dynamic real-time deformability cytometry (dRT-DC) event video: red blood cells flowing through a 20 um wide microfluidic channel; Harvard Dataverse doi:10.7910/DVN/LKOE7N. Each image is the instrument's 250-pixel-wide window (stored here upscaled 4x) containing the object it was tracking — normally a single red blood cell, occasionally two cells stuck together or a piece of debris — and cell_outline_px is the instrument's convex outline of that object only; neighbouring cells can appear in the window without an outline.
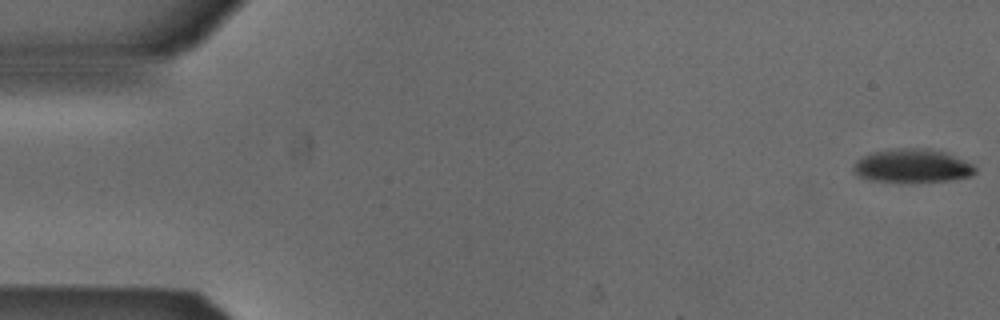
{"species": "Egyptian fruit bat (a non-hibernating species)", "species_latin": "Rousettus aegyptiacus", "temperature_condition": "cold", "stored_images_in_passage": 53, "camera_frame_rate_fps": 3000, "um_per_image_px": 0.085, "animal": {"sex": "male"}, "frame": {"image": 1, "passage_image": 1, "time_ms": 0.0, "image_size_px": [1000, 320], "cell_outline_px": [[976, 172], [972, 176], [948, 180], [868, 180], [860, 176], [852, 168], [856, 160], [872, 152], [900, 148], [928, 148], [948, 152], [972, 164], [976, 168]], "centroid_in_image_um": [77.58, 14.06], "position_along_channel_um": 7.4, "area_um2": 23.24}}
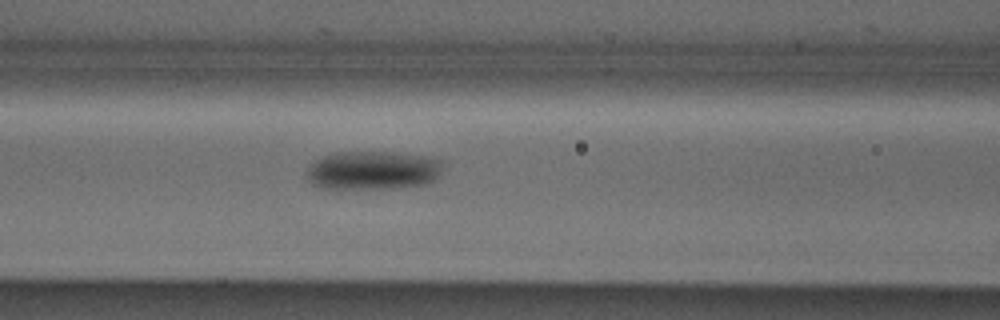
{"frame": {"image": 2, "passage_image": 22, "time_ms": 7.0, "image_size_px": [1000, 320], "cell_outline_px": [[440, 172], [432, 180], [424, 184], [396, 188], [320, 188], [312, 184], [308, 180], [308, 168], [316, 160], [332, 152], [396, 152], [424, 156], [440, 160]], "centroid_in_image_um": [31.65, 14.47], "position_along_channel_um": 135.0, "area_um2": 30.35}}
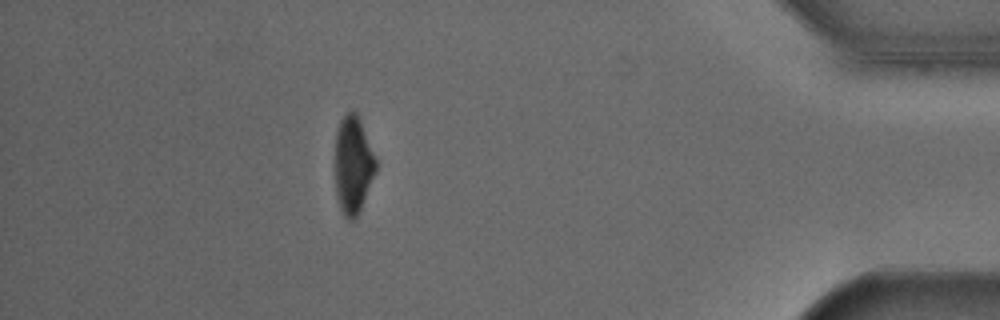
{"frame": {"image": 3, "passage_image": 47, "time_ms": 15.333, "image_size_px": [1000, 320], "cell_outline_px": [[376, 172], [360, 208], [356, 216], [352, 220], [348, 220], [344, 216], [340, 208], [336, 196], [336, 132], [340, 120], [352, 108], [356, 112], [360, 120], [376, 160]], "centroid_in_image_um": [30.0, 14.0], "position_along_channel_um": 405.2, "area_um2": 22.77}, "authors_computed_cell_mechanics": {"area_um2": 26.7614, "velocity_mm_per_s": 3.8669, "shape_relaxation_time_tau1_ms": 2.6808, "shape_relaxation_time_tau2_ms": null, "deformation_change_tau1": 0.1148, "deformation_change_tau2": null}}